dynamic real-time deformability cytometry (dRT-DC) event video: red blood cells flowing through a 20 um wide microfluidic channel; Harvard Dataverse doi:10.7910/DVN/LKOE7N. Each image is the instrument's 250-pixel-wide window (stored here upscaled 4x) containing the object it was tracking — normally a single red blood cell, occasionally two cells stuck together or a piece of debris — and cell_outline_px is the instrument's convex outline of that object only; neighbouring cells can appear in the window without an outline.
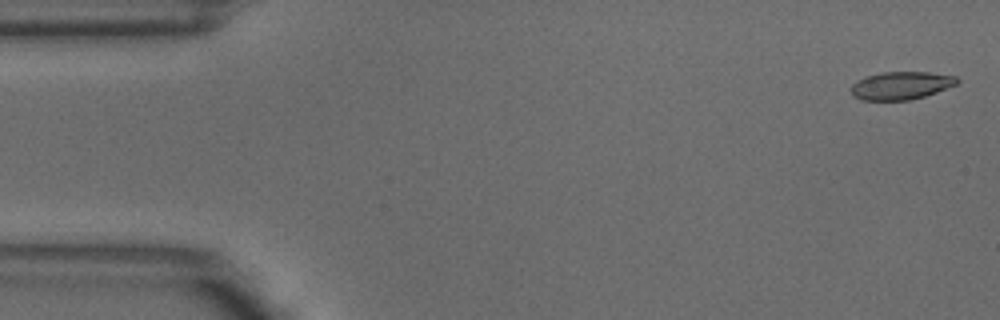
{"species": "common noctule bat (a hibernating species)", "species_latin": "Nyctalus noctula", "temperature_condition": "warm", "stored_images_in_passage": 6, "segment_of_instrument_passage": [2, 2], "camera_frame_rate_fps": 3000, "um_per_image_px": 0.085, "animal": {"sex": "male", "body_mass_g": 18.8}, "frame": {"image": 1, "passage_image": 6, "time_ms": 1.667, "image_size_px": [1000, 320], "cell_outline_px": [[960, 80], [956, 84], [936, 92], [924, 96], [908, 100], [860, 100], [852, 96], [852, 84], [856, 80], [868, 76], [884, 72], [928, 72], [956, 76]], "centroid_in_image_um": [76.57, 7.27], "position_along_channel_um": 8.4, "area_um2": 17.11}}